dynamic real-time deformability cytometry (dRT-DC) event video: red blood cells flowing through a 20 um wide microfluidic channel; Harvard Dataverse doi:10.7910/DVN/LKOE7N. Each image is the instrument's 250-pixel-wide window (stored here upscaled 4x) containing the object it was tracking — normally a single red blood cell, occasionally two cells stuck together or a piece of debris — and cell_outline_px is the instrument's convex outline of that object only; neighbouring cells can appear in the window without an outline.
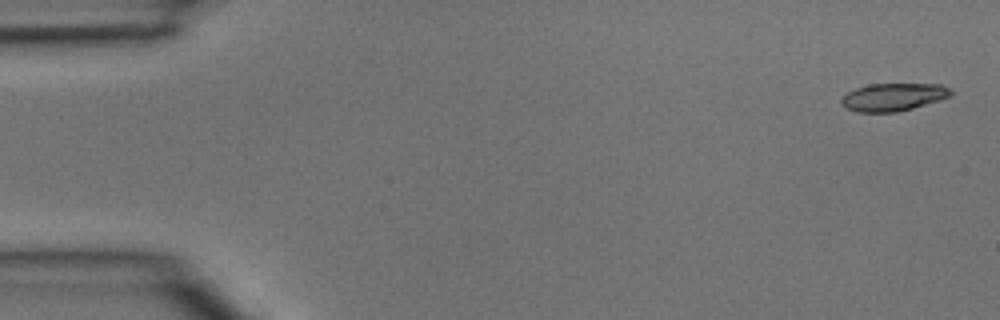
{"species": "common noctule bat (a hibernating species)", "species_latin": "Nyctalus noctula", "temperature_condition": "room temperature", "stored_images_in_passage": 4, "camera_frame_rate_fps": 3000, "um_per_image_px": 0.085, "animal": {"sex": "male", "body_mass_g": 15.6}, "frame": {"image": 1, "passage_image": 1, "time_ms": 0.0, "image_size_px": [1000, 320], "cell_outline_px": [[952, 96], [912, 108], [896, 112], [856, 112], [844, 108], [840, 104], [840, 100], [848, 92], [856, 88], [868, 84], [940, 84], [948, 88], [952, 92]], "centroid_in_image_um": [75.88, 8.25], "position_along_channel_um": 9.1, "area_um2": 17.69}}
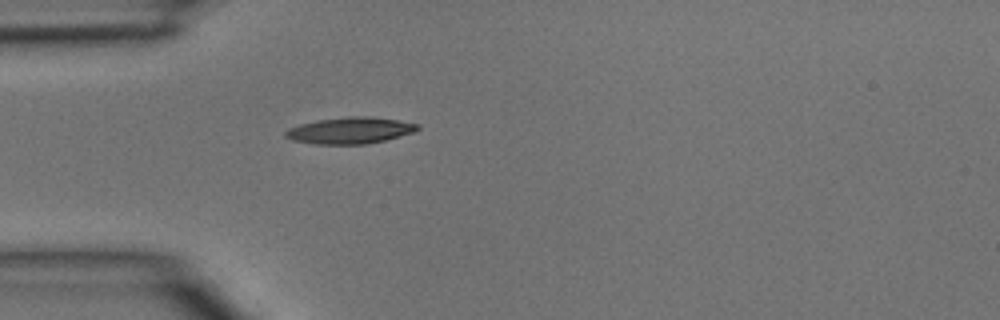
{"frame": {"image": 2, "passage_image": 4, "time_ms": 1.0, "image_size_px": [1000, 320], "cell_outline_px": [[420, 128], [412, 132], [400, 136], [384, 140], [364, 144], [316, 144], [292, 140], [284, 136], [284, 132], [288, 128], [300, 124], [316, 120], [348, 116], [372, 116], [420, 124]], "centroid_in_image_um": [29.73, 11.08], "position_along_channel_um": 55.3, "area_um2": 20.35}}